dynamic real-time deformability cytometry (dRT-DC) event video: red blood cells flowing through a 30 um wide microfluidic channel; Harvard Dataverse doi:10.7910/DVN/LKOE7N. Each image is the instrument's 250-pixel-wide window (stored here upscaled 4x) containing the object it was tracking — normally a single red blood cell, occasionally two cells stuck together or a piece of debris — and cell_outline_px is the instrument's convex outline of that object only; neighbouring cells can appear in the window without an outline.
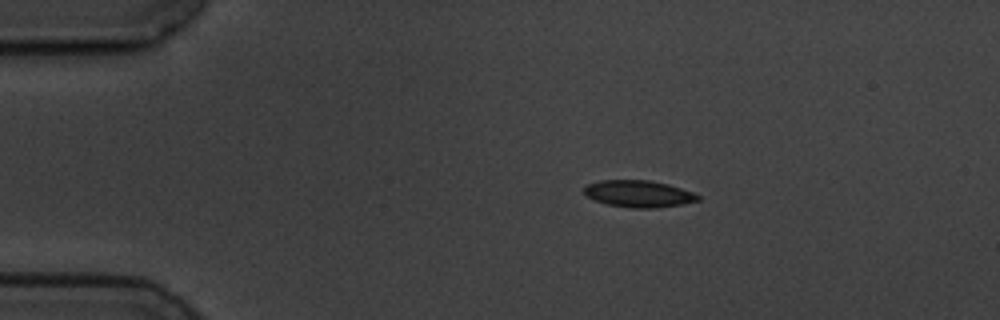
{"species": "common noctule bat (a hibernating species)", "species_latin": "Nyctalus noctula", "temperature_condition": "cold", "stored_images_in_passage": 4, "camera_frame_rate_fps": 3000, "um_per_image_px": 0.085, "animal": {"sex": "male", "body_mass_g": 19.5, "forearm_length_mm": 54.6}, "frame": {"image": 1, "passage_image": 2, "time_ms": 1.0, "image_size_px": [1000, 320], "cell_outline_px": [[700, 200], [680, 204], [656, 208], [632, 208], [608, 204], [596, 200], [588, 196], [584, 192], [584, 188], [588, 184], [600, 180], [648, 180], [668, 184], [692, 192], [700, 196]], "centroid_in_image_um": [54.29, 16.47], "position_along_channel_um": 30.7, "area_um2": 17.57}}